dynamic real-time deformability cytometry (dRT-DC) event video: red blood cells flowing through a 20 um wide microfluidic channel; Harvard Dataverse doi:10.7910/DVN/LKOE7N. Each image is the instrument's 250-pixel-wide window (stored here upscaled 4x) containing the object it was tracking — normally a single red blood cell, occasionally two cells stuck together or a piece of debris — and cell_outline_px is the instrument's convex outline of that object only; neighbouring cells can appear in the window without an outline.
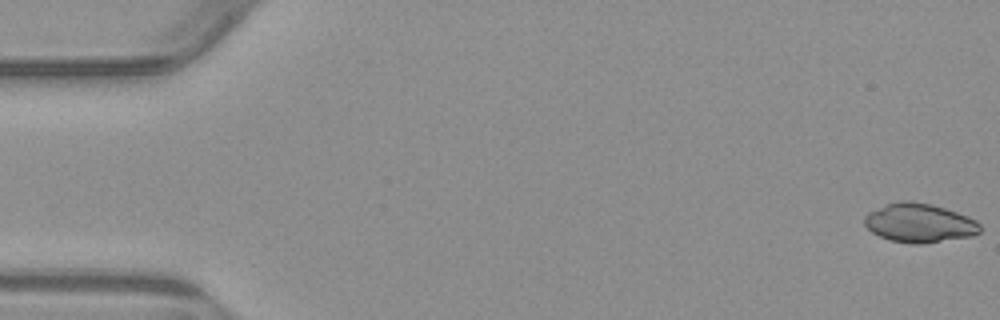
{"species": "common noctule bat (a hibernating species)", "species_latin": "Nyctalus noctula", "temperature_condition": "warm", "stored_images_in_passage": 54, "segment_of_instrument_passage": [1, 2], "camera_frame_rate_fps": 3000, "um_per_image_px": 0.085, "animal": {"sex": "male", "body_mass_g": 23.1, "forearm_length_mm": 52.7}, "frame": {"image": 1, "passage_image": 1, "time_ms": 0.0, "image_size_px": [1000, 320], "cell_outline_px": [[980, 232], [972, 236], [920, 244], [912, 244], [892, 240], [880, 236], [872, 232], [864, 224], [864, 216], [868, 212], [888, 204], [900, 200], [908, 200], [932, 204], [968, 216], [976, 220], [980, 224]], "centroid_in_image_um": [78.15, 18.95], "position_along_channel_um": 6.9, "area_um2": 26.13}}
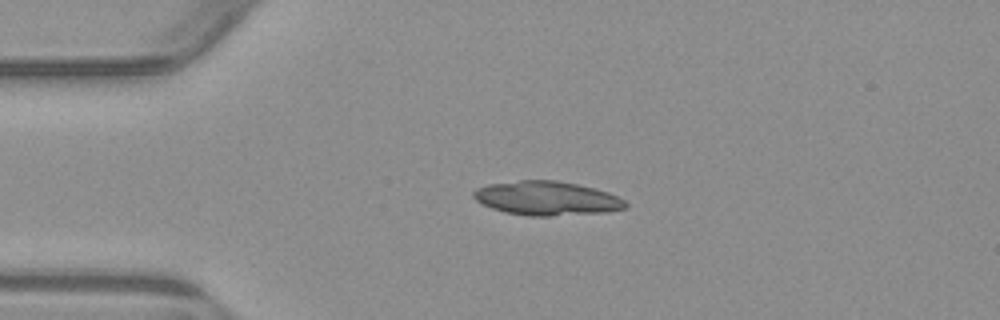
{"frame": {"image": 2, "passage_image": 13, "time_ms": 4.0, "image_size_px": [1000, 320], "cell_outline_px": [[628, 208], [604, 212], [548, 216], [528, 216], [504, 212], [480, 204], [472, 196], [472, 192], [476, 188], [488, 184], [520, 180], [556, 180], [596, 188], [608, 192], [624, 200], [628, 204]], "centroid_in_image_um": [46.45, 16.85], "position_along_channel_um": 38.5, "area_um2": 30.29}}